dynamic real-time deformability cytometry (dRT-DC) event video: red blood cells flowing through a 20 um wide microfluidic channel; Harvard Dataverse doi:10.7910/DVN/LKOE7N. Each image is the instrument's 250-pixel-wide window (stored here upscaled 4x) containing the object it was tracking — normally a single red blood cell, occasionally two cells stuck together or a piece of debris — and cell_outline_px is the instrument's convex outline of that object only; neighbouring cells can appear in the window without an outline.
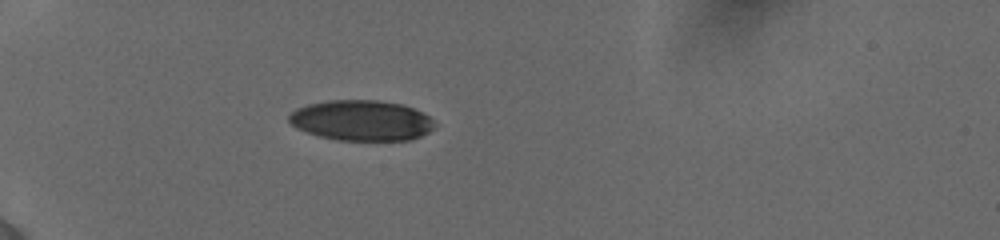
{"species": "human", "species_latin": "Homo sapiens", "temperature_condition": "cold", "stored_images_in_passage": 14, "camera_frame_rate_fps": 3000, "um_per_image_px": 0.085, "donor": {"sex": "female"}, "frame": {"image": 1, "passage_image": 12, "time_ms": 3.0, "image_size_px": [1000, 240], "cell_outline_px": [[432, 128], [428, 132], [412, 140], [336, 140], [320, 136], [296, 128], [288, 120], [288, 116], [296, 108], [308, 104], [328, 100], [376, 100], [400, 104], [412, 108], [428, 116], [432, 120]], "centroid_in_image_um": [30.68, 10.24], "position_along_channel_um": 54.3, "area_um2": 34.04}}